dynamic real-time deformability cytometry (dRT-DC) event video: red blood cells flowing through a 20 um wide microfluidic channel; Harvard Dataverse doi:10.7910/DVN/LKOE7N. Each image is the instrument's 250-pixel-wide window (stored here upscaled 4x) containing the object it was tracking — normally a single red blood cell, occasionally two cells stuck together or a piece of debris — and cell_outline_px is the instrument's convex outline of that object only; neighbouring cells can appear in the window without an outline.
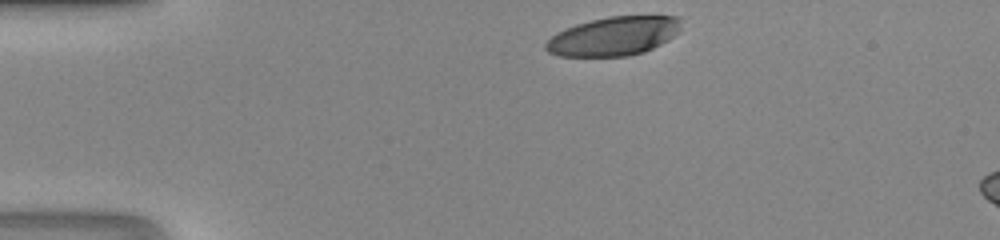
{"species": "human", "species_latin": "Homo sapiens", "temperature_condition": "room temperature", "stored_images_in_passage": 7, "camera_frame_rate_fps": 3000, "um_per_image_px": 0.085, "donor": {"sex": "male"}, "frame": {"image": 1, "passage_image": 1, "time_ms": 0.0, "image_size_px": [1000, 240], "cell_outline_px": [[684, 20], [680, 32], [668, 40], [644, 52], [628, 56], [560, 56], [548, 52], [544, 48], [544, 44], [556, 32], [576, 24], [608, 16], [680, 16]], "centroid_in_image_um": [52.21, 3.06], "position_along_channel_um": 32.8, "area_um2": 30.92}}